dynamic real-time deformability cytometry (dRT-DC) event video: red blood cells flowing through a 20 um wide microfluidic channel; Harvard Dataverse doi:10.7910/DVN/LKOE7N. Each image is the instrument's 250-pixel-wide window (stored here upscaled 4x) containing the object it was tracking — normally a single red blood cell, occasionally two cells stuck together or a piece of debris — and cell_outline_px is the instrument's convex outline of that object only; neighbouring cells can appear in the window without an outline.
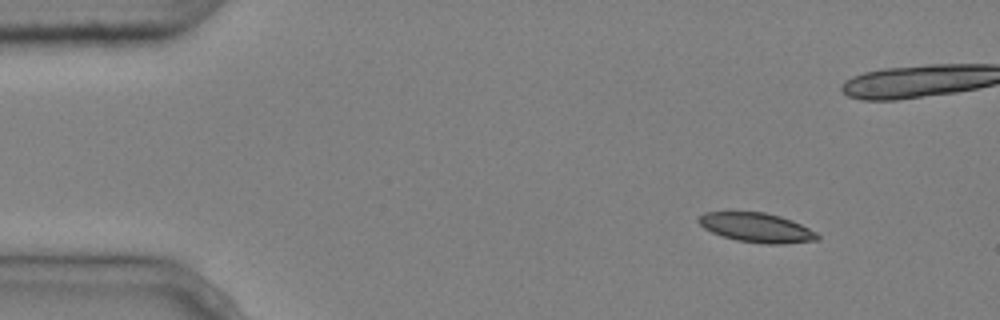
{"species": "common noctule bat (a hibernating species)", "species_latin": "Nyctalus noctula", "temperature_condition": "cold", "stored_images_in_passage": 6, "camera_frame_rate_fps": 3000, "um_per_image_px": 0.085, "animal": {"sex": "male", "body_mass_g": 20.4}, "frame": {"image": 1, "passage_image": 1, "time_ms": 0.0, "image_size_px": [1000, 320], "cell_outline_px": [[820, 240], [780, 244], [764, 244], [736, 240], [720, 236], [704, 228], [696, 220], [704, 212], [764, 212], [780, 216], [792, 220], [816, 232], [820, 236]], "centroid_in_image_um": [64.31, 19.35], "position_along_channel_um": 20.7, "area_um2": 20.4}}